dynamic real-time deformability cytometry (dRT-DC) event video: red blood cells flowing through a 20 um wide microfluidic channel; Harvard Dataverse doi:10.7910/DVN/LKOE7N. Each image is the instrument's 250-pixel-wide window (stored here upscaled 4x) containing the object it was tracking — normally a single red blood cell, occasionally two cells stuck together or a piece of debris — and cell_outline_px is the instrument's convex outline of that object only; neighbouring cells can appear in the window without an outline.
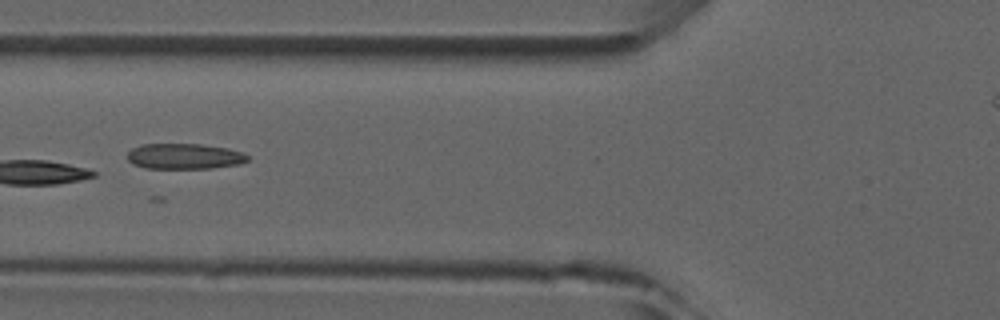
{"species": "common noctule bat (a hibernating species)", "species_latin": "Nyctalus noctula", "temperature_condition": "room temperature", "stored_images_in_passage": 5, "camera_frame_rate_fps": 3000, "um_per_image_px": 0.085, "animal": {"sex": "male", "forearm_length_mm": 52.5}, "frame": {"image": 1, "passage_image": 5, "time_ms": 5.333, "image_size_px": [1000, 320], "cell_outline_px": [[248, 160], [240, 164], [212, 168], [144, 168], [132, 164], [128, 160], [128, 152], [132, 148], [140, 144], [200, 144], [228, 148], [244, 152], [248, 156]], "centroid_in_image_um": [15.68, 13.28], "position_along_channel_um": 110.1, "area_um2": 18.03}}